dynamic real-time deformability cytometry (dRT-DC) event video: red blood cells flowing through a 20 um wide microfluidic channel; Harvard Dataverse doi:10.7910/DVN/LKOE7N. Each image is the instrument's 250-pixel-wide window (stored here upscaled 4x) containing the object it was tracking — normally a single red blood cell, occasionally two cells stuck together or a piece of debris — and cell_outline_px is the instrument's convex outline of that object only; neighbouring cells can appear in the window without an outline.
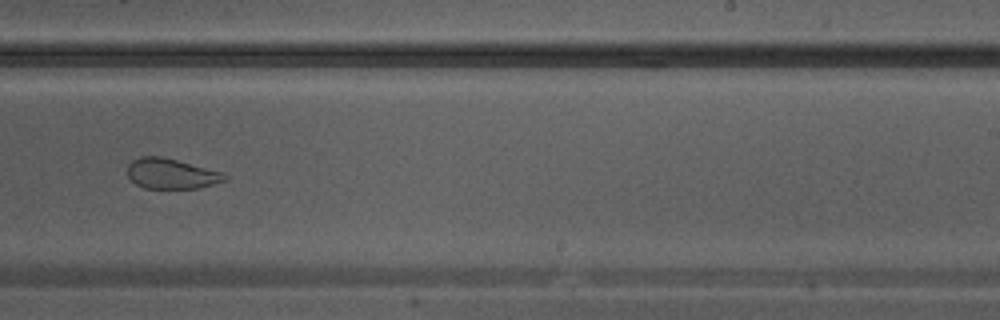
{"species": "Egyptian fruit bat (a non-hibernating species)", "species_latin": "Rousettus aegyptiacus", "temperature_condition": "warm", "stored_images_in_passage": 21, "camera_frame_rate_fps": 3000, "um_per_image_px": 0.085, "animal": {"sex": "male"}, "frame": {"image": 1, "passage_image": 18, "time_ms": 5.667, "image_size_px": [1000, 320], "cell_outline_px": [[228, 180], [200, 188], [144, 188], [136, 184], [128, 176], [128, 164], [132, 160], [140, 156], [160, 156], [176, 160], [220, 172], [228, 176]], "centroid_in_image_um": [14.54, 14.77], "position_along_channel_um": 274.5, "area_um2": 16.99}}